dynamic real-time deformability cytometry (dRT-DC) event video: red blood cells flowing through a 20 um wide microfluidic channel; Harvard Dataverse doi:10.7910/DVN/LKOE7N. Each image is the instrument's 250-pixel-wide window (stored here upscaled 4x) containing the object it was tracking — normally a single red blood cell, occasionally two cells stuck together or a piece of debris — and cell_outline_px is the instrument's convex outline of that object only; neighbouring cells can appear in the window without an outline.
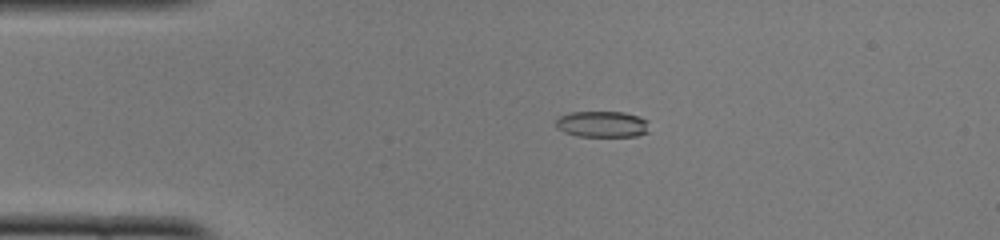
{"species": "common noctule bat (a hibernating species)", "species_latin": "Nyctalus noctula", "temperature_condition": "cold", "stored_images_in_passage": 40, "camera_frame_rate_fps": 3000, "um_per_image_px": 0.085, "animal": {"sex": "female", "body_mass_g": 22.0, "forearm_length_mm": 56.7}, "frame": {"image": 1, "passage_image": 1, "time_ms": 0.0, "image_size_px": [1000, 240], "cell_outline_px": [[648, 132], [636, 136], [576, 136], [564, 132], [556, 128], [556, 120], [560, 116], [572, 112], [624, 112], [648, 120]], "centroid_in_image_um": [51.18, 10.56], "position_along_channel_um": 33.8, "area_um2": 14.22}}
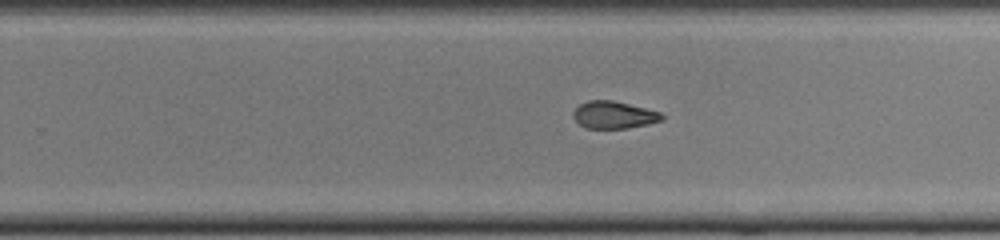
{"frame": {"image": 2, "passage_image": 22, "time_ms": 7.0, "image_size_px": [1000, 240], "cell_outline_px": [[664, 120], [648, 124], [628, 128], [584, 128], [572, 116], [572, 112], [580, 104], [588, 100], [612, 100], [660, 112], [664, 116]], "centroid_in_image_um": [52.17, 9.77], "position_along_channel_um": 277.6, "area_um2": 14.05}}
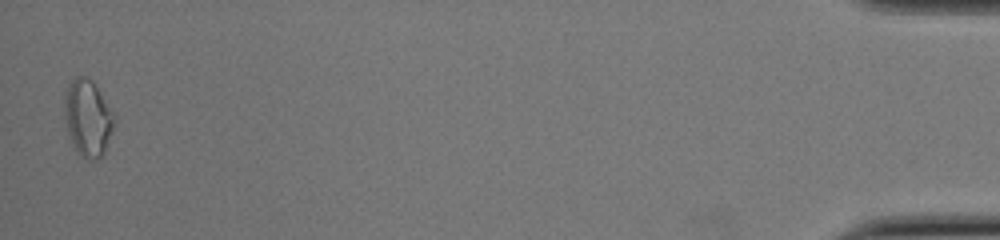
{"frame": {"image": 3, "passage_image": 40, "time_ms": 13.0, "image_size_px": [1000, 240], "cell_outline_px": [[116, 120], [112, 132], [104, 152], [96, 160], [88, 160], [76, 152], [68, 136], [64, 112], [64, 92], [68, 84], [76, 76], [84, 76], [92, 80], [112, 112]], "centroid_in_image_um": [7.43, 10.04], "position_along_channel_um": 427.8, "area_um2": 22.25}, "authors_computed_cell_mechanics": {"area_um2": 15.028, "velocity_mm_per_s": 4.022, "shape_relaxation_time_tau1_ms": null, "shape_relaxation_time_tau2_ms": 2.6463, "deformation_change_tau1": null, "deformation_change_tau2": 0.0951}}